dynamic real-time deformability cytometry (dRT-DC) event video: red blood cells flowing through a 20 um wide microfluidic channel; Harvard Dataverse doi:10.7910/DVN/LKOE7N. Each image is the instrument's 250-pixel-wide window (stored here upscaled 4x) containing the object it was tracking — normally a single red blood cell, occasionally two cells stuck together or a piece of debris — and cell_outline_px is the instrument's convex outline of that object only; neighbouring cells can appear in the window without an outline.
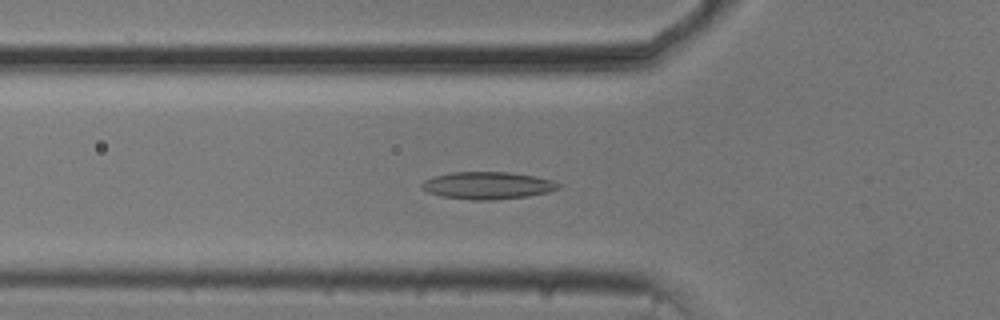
{"species": "common noctule bat (a hibernating species)", "species_latin": "Nyctalus noctula", "temperature_condition": "cold", "stored_images_in_passage": 53, "camera_frame_rate_fps": 3000, "um_per_image_px": 0.085, "animal": {"sex": "male", "body_mass_g": 20.5, "forearm_length_mm": 52.5}, "frame": {"image": 1, "passage_image": 18, "time_ms": 5.667, "image_size_px": [1000, 320], "cell_outline_px": [[560, 188], [548, 192], [528, 196], [492, 200], [472, 200], [444, 196], [428, 192], [420, 188], [420, 184], [424, 180], [432, 176], [452, 172], [508, 172], [536, 176], [552, 180], [560, 184]], "centroid_in_image_um": [41.43, 15.76], "position_along_channel_um": 84.4, "area_um2": 21.79}}
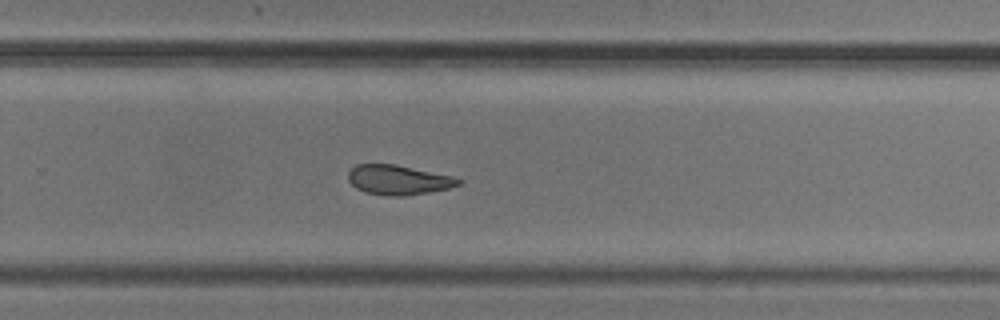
{"frame": {"image": 2, "passage_image": 35, "time_ms": 11.333, "image_size_px": [1000, 320], "cell_outline_px": [[460, 184], [448, 188], [428, 192], [404, 196], [388, 196], [364, 192], [356, 188], [348, 180], [348, 172], [356, 164], [396, 164], [452, 176], [460, 180]], "centroid_in_image_um": [33.81, 15.29], "position_along_channel_um": 296.0, "area_um2": 18.96}}
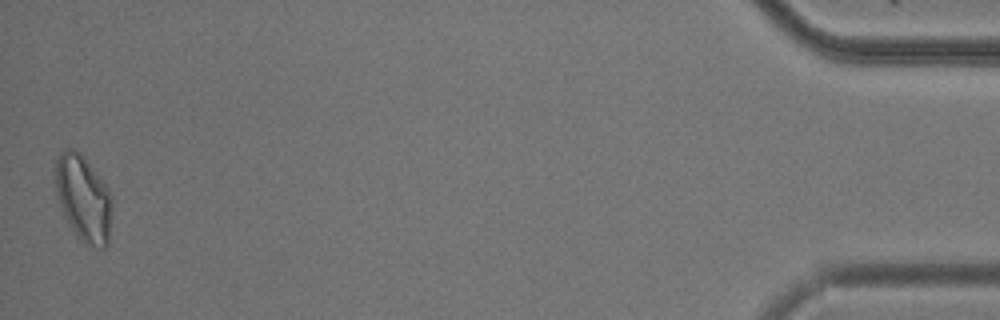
{"frame": {"image": 3, "passage_image": 53, "time_ms": 17.333, "image_size_px": [1000, 320], "cell_outline_px": [[112, 204], [108, 244], [104, 248], [96, 248], [84, 244], [72, 228], [60, 204], [56, 192], [56, 160], [60, 152], [64, 148], [72, 148], [80, 152], [84, 156], [108, 188], [112, 196]], "centroid_in_image_um": [7.11, 16.84], "position_along_channel_um": 428.1, "area_um2": 28.26}, "authors_computed_cell_mechanics": {"area_um2": 21.1548, "velocity_mm_per_s": 3.7328, "shape_relaxation_time_tau1_ms": null, "shape_relaxation_time_tau2_ms": 5.575, "deformation_change_tau1": null, "deformation_change_tau2": 0.1311}}